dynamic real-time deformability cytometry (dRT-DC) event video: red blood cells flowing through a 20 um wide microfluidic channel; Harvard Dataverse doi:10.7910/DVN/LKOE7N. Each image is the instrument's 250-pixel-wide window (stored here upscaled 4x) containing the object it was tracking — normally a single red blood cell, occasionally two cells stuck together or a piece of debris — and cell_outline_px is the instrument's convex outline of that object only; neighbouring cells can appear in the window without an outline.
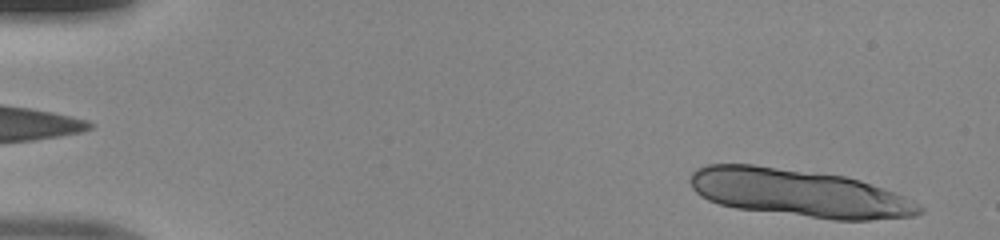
{"species": "human", "species_latin": "Homo sapiens", "temperature_condition": "room temperature", "stored_images_in_passage": 14, "camera_frame_rate_fps": 3000, "um_per_image_px": 0.085, "donor": {"sex": "male"}, "frame": {"image": 1, "passage_image": 2, "time_ms": 0.333, "image_size_px": [1000, 240], "cell_outline_px": [[924, 212], [916, 216], [868, 220], [832, 220], [736, 208], [720, 204], [708, 200], [700, 196], [692, 188], [688, 180], [692, 172], [696, 168], [708, 164], [752, 164], [844, 176], [860, 180], [904, 196], [924, 208]], "centroid_in_image_um": [67.89, 16.41], "position_along_channel_um": 17.1, "area_um2": 63.75}}